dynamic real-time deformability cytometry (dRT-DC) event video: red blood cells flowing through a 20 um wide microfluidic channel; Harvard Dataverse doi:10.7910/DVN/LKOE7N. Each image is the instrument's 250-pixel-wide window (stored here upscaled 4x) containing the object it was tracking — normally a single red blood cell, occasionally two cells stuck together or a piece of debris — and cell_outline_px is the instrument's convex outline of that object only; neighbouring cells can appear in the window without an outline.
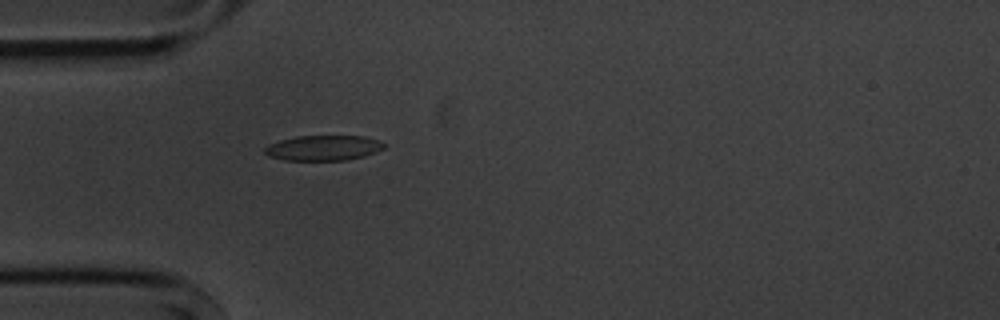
{"species": "common noctule bat (a hibernating species)", "species_latin": "Nyctalus noctula", "temperature_condition": "cold", "stored_images_in_passage": 1, "camera_frame_rate_fps": 3000, "um_per_image_px": 0.085, "animal": {"sex": "male", "body_mass_g": 20.1, "forearm_length_mm": 53.5}, "frame": {"image": 1, "passage_image": 1, "time_ms": 0.0, "image_size_px": [1000, 320], "cell_outline_px": [[388, 144], [384, 148], [376, 152], [364, 156], [344, 160], [284, 160], [268, 156], [264, 152], [264, 148], [268, 144], [280, 140], [296, 136], [364, 136], [380, 140]], "centroid_in_image_um": [27.5, 12.57], "position_along_channel_um": 57.5, "area_um2": 17.69}}